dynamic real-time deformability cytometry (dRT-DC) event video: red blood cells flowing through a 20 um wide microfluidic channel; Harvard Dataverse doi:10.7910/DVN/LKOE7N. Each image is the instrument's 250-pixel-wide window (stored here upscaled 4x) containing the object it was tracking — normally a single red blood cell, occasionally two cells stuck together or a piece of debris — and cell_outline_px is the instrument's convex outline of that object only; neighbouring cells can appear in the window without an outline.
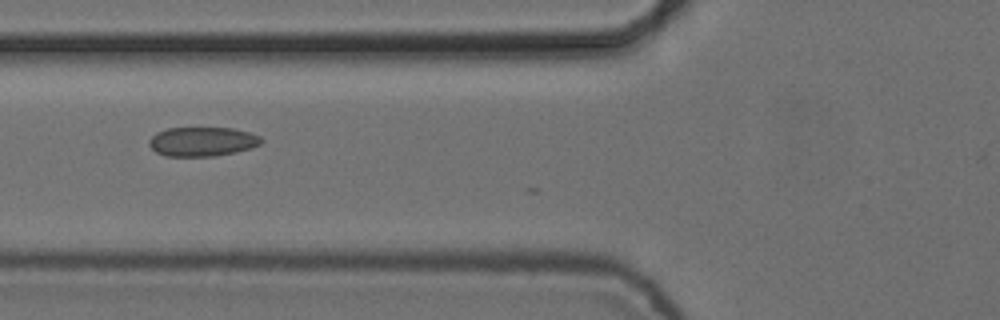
{"species": "common noctule bat (a hibernating species)", "species_latin": "Nyctalus noctula", "temperature_condition": "cold", "stored_images_in_passage": 9, "camera_frame_rate_fps": 3000, "um_per_image_px": 0.085, "animal": {"sex": "female", "body_mass_g": 24.6, "forearm_length_mm": 56.2}, "frame": {"image": 1, "passage_image": 5, "time_ms": 1.333, "image_size_px": [1000, 320], "cell_outline_px": [[264, 140], [260, 144], [252, 148], [236, 152], [216, 156], [164, 156], [156, 152], [148, 144], [148, 140], [156, 132], [168, 128], [232, 128], [248, 132], [260, 136]], "centroid_in_image_um": [17.19, 12.04], "position_along_channel_um": 108.6, "area_um2": 19.25}}
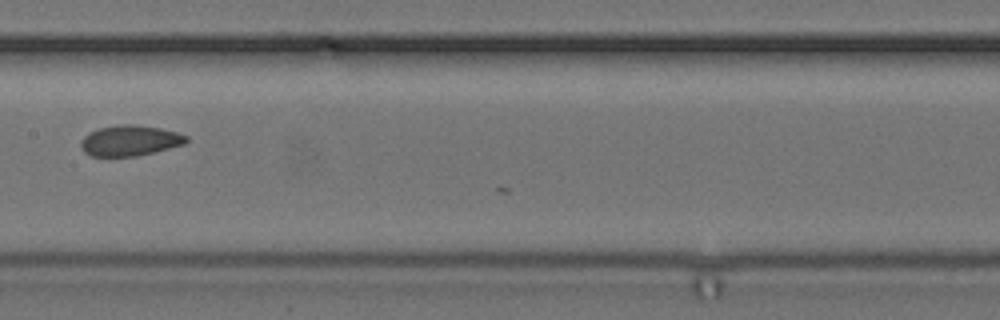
{"frame": {"image": 2, "passage_image": 7, "time_ms": 2.0, "image_size_px": [1000, 320], "cell_outline_px": [[188, 140], [184, 144], [136, 156], [92, 156], [84, 152], [80, 148], [80, 140], [88, 132], [100, 128], [116, 124], [132, 124], [160, 128], [176, 132], [188, 136]], "centroid_in_image_um": [10.99, 11.94], "position_along_channel_um": 196.4, "area_um2": 18.79}}
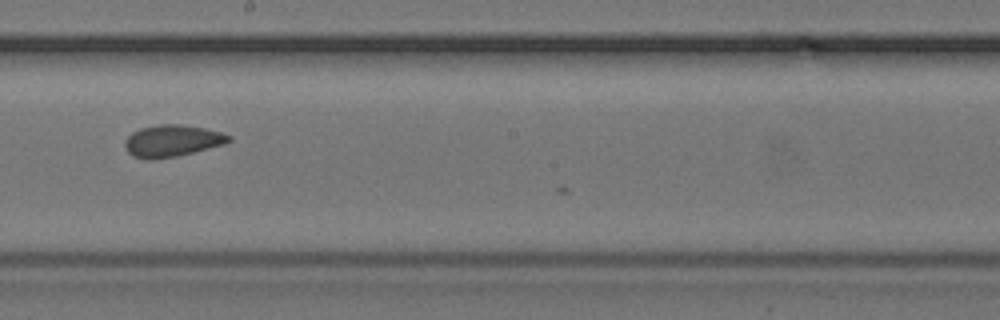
{"frame": {"image": 3, "passage_image": 8, "time_ms": 2.333, "image_size_px": [1000, 320], "cell_outline_px": [[232, 140], [224, 144], [176, 156], [152, 160], [144, 160], [132, 156], [128, 152], [124, 144], [124, 140], [132, 132], [140, 128], [160, 124], [180, 124], [204, 128], [220, 132], [232, 136]], "centroid_in_image_um": [14.59, 11.97], "position_along_channel_um": 233.6, "area_um2": 19.31}}